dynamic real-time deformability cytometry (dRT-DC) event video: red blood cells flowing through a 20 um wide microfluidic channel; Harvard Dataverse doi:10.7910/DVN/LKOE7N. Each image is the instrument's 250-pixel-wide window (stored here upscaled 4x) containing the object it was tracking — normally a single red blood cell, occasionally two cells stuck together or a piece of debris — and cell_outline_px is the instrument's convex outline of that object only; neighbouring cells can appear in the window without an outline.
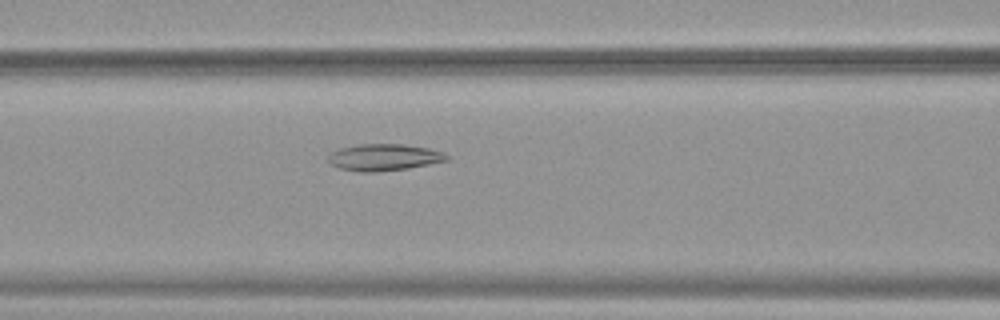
{"species": "common noctule bat (a hibernating species)", "species_latin": "Nyctalus noctula", "temperature_condition": "warm", "stored_images_in_passage": 35, "camera_frame_rate_fps": 3000, "um_per_image_px": 0.085, "animal": {"sex": "female", "body_mass_g": 19.9}, "frame": {"image": 1, "passage_image": 11, "time_ms": 3.333, "image_size_px": [1000, 320], "cell_outline_px": [[448, 160], [408, 168], [372, 172], [360, 172], [340, 168], [332, 164], [328, 160], [328, 156], [332, 152], [340, 148], [360, 144], [404, 144], [428, 148], [444, 152], [448, 156]], "centroid_in_image_um": [32.64, 13.36], "position_along_channel_um": 134.0, "area_um2": 18.26}}
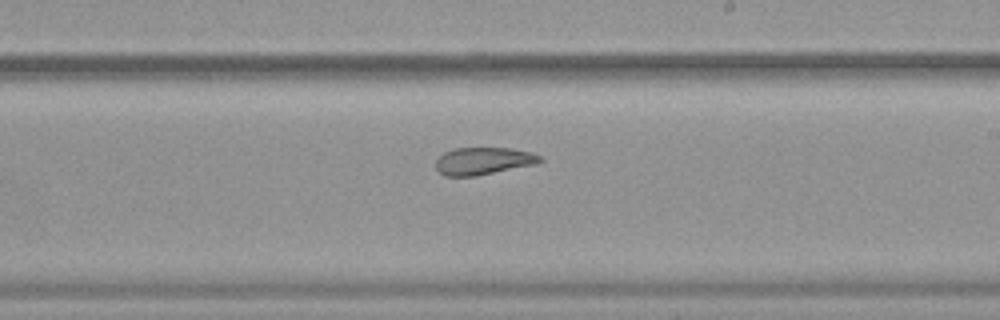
{"frame": {"image": 2, "passage_image": 20, "time_ms": 6.333, "image_size_px": [1000, 320], "cell_outline_px": [[544, 160], [536, 164], [476, 176], [444, 176], [436, 168], [436, 160], [444, 152], [456, 148], [508, 148], [532, 152], [540, 156]], "centroid_in_image_um": [41.09, 13.68], "position_along_channel_um": 247.9, "area_um2": 16.59}}
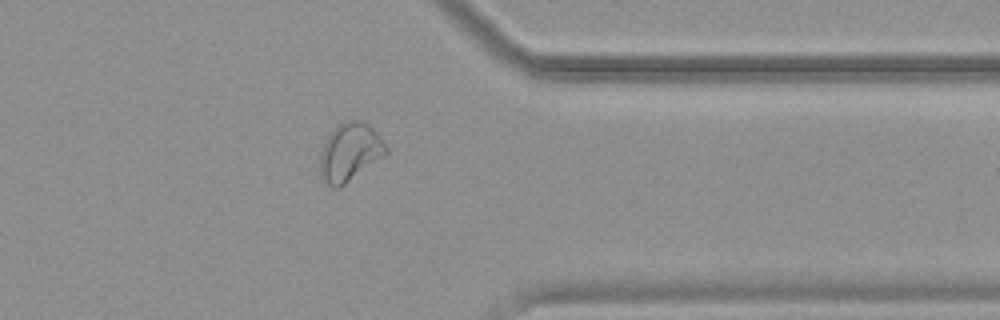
{"frame": {"image": 3, "passage_image": 31, "time_ms": 10.0, "image_size_px": [1000, 320], "cell_outline_px": [[388, 152], [384, 156], [340, 188], [332, 188], [328, 184], [320, 172], [320, 156], [324, 144], [328, 136], [340, 124], [348, 120], [360, 120], [368, 124], [380, 136], [388, 148]], "centroid_in_image_um": [29.76, 12.94], "position_along_channel_um": 381.6, "area_um2": 22.02}}